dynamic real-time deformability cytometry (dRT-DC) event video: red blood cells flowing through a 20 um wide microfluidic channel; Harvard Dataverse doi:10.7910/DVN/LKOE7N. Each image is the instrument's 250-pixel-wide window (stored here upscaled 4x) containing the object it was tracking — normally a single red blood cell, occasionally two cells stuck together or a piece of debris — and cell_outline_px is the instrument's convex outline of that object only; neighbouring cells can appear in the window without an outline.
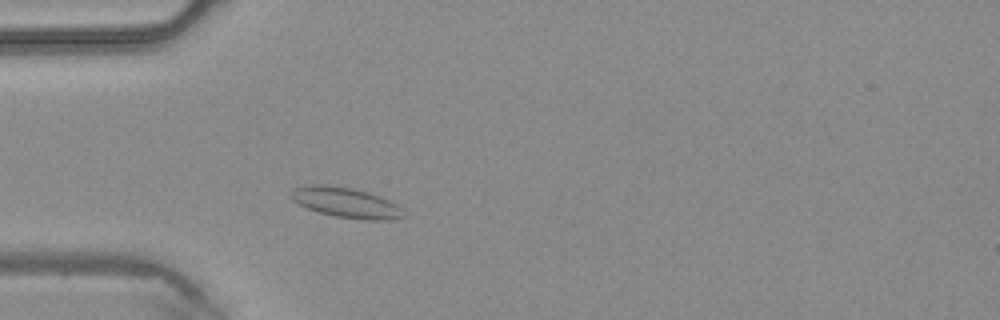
{"species": "common noctule bat (a hibernating species)", "species_latin": "Nyctalus noctula", "temperature_condition": "warm", "stored_images_in_passage": 41, "camera_frame_rate_fps": 3000, "um_per_image_px": 0.085, "animal": {"sex": "male", "body_mass_g": 20.4}, "frame": {"image": 1, "passage_image": 9, "time_ms": 2.667, "image_size_px": [1000, 320], "cell_outline_px": [[404, 216], [392, 220], [364, 220], [336, 216], [320, 212], [308, 208], [292, 200], [288, 192], [292, 188], [312, 184], [320, 184], [352, 188], [368, 192], [380, 196], [396, 204], [400, 208]], "centroid_in_image_um": [29.37, 17.21], "position_along_channel_um": 55.6, "area_um2": 19.71}}
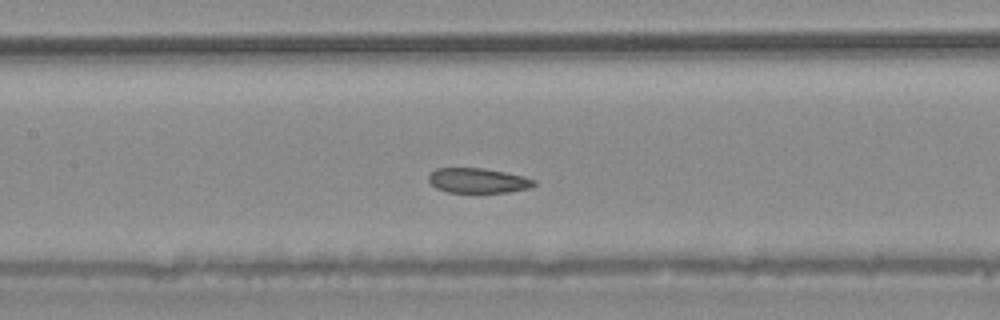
{"frame": {"image": 2, "passage_image": 17, "time_ms": 5.333, "image_size_px": [1000, 320], "cell_outline_px": [[536, 184], [528, 188], [508, 192], [448, 192], [436, 188], [428, 180], [428, 176], [436, 168], [484, 168], [524, 176], [536, 180]], "centroid_in_image_um": [40.63, 15.34], "position_along_channel_um": 166.8, "area_um2": 15.2}}
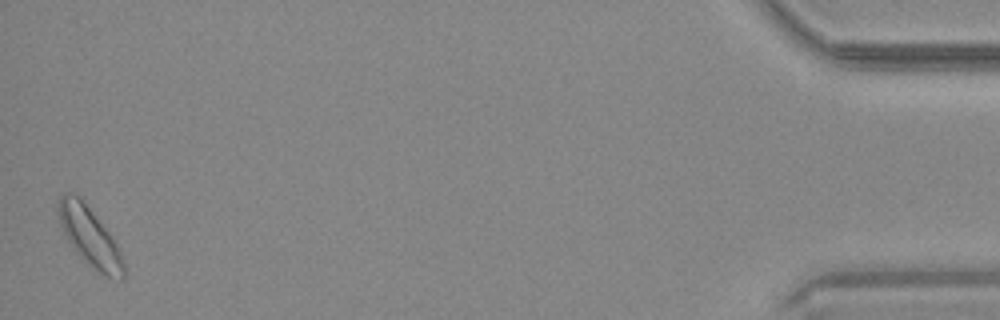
{"frame": {"image": 3, "passage_image": 41, "time_ms": 13.333, "image_size_px": [1000, 320], "cell_outline_px": [[128, 276], [124, 280], [120, 280], [104, 276], [88, 264], [76, 252], [68, 240], [60, 224], [60, 196], [64, 192], [72, 192], [80, 196], [108, 232], [120, 248], [128, 272]], "centroid_in_image_um": [7.72, 20.2], "position_along_channel_um": 427.5, "area_um2": 22.43}}